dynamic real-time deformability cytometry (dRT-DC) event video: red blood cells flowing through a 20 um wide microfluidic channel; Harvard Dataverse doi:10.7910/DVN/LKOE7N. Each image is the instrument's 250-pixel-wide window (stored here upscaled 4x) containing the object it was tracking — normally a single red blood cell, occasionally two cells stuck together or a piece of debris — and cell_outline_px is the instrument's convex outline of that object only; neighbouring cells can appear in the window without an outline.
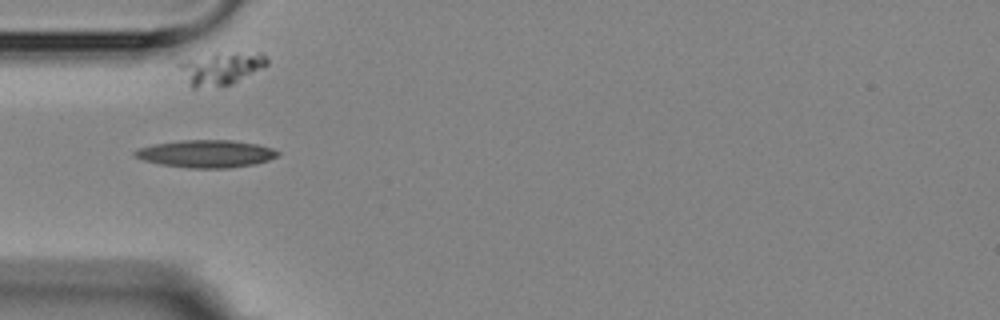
{"species": "Egyptian fruit bat (a non-hibernating species)", "species_latin": "Rousettus aegyptiacus", "temperature_condition": "room temperature", "stored_images_in_passage": 7, "camera_frame_rate_fps": 3000, "um_per_image_px": 0.085, "animal": {"sex": "female"}, "frame": {"image": 1, "passage_image": 5, "time_ms": 4.667, "image_size_px": [1000, 320], "cell_outline_px": [[280, 152], [276, 156], [268, 160], [252, 164], [228, 168], [188, 168], [160, 164], [144, 160], [132, 156], [132, 152], [136, 148], [152, 144], [180, 140], [232, 140], [256, 144], [272, 148]], "centroid_in_image_um": [17.44, 13.06], "position_along_channel_um": 67.6, "area_um2": 22.95}}
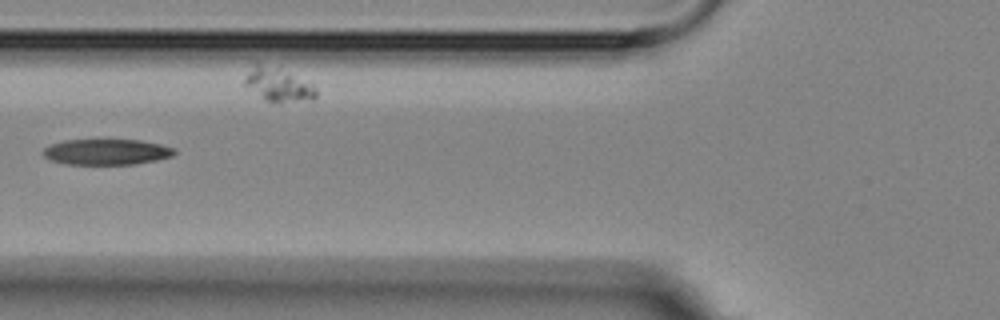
{"frame": {"image": 2, "passage_image": 6, "time_ms": 6.0, "image_size_px": [1000, 320], "cell_outline_px": [[176, 152], [172, 156], [156, 160], [132, 164], [64, 164], [52, 160], [44, 156], [40, 152], [44, 148], [52, 144], [64, 140], [96, 136], [140, 140], [160, 144], [176, 148]], "centroid_in_image_um": [9.02, 12.85], "position_along_channel_um": 116.8, "area_um2": 20.75}}